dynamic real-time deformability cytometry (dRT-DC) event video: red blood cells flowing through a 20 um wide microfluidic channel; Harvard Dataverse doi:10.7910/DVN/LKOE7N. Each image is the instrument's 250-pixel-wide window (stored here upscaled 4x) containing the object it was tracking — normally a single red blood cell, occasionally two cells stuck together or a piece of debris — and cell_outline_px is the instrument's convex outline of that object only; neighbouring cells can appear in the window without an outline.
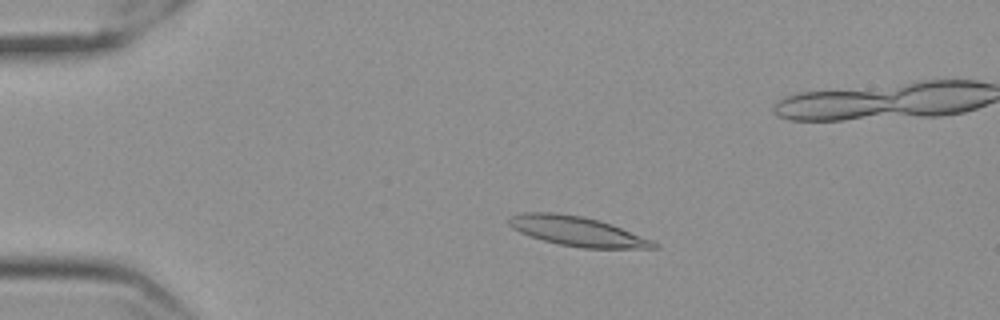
{"species": "Egyptian fruit bat (a non-hibernating species)", "species_latin": "Rousettus aegyptiacus", "temperature_condition": "cold", "stored_images_in_passage": 52, "camera_frame_rate_fps": 3000, "um_per_image_px": 0.085, "frame": {"image": 1, "passage_image": 6, "time_ms": 1.667, "image_size_px": [1000, 320], "cell_outline_px": [[660, 248], [584, 248], [560, 244], [544, 240], [520, 232], [512, 228], [508, 224], [508, 220], [512, 216], [524, 212], [556, 212], [584, 216], [600, 220], [612, 224], [652, 240]], "centroid_in_image_um": [49.07, 19.64], "position_along_channel_um": 35.9, "area_um2": 24.8}}
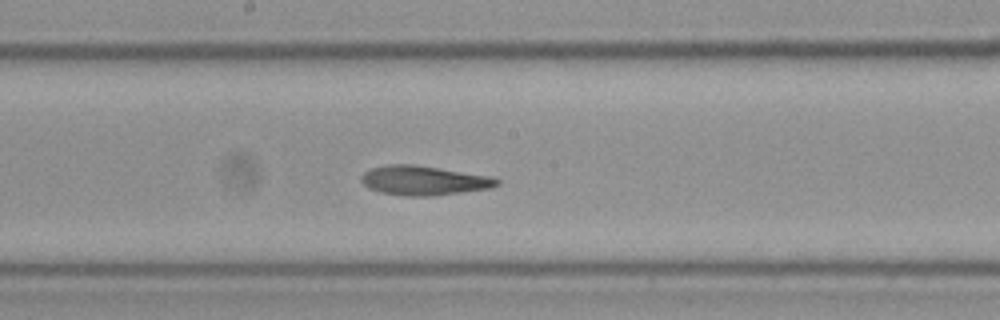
{"frame": {"image": 2, "passage_image": 25, "time_ms": 8.0, "image_size_px": [1000, 320], "cell_outline_px": [[500, 184], [492, 188], [432, 196], [404, 196], [380, 192], [368, 188], [360, 180], [360, 176], [364, 172], [372, 168], [392, 164], [412, 164], [440, 168], [492, 176], [500, 180]], "centroid_in_image_um": [36.04, 15.34], "position_along_channel_um": 212.2, "area_um2": 23.35}}
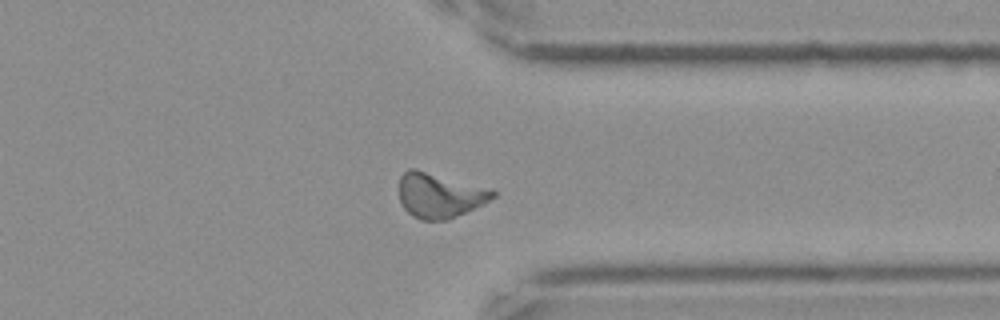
{"frame": {"image": 3, "passage_image": 39, "time_ms": 12.667, "image_size_px": [1000, 320], "cell_outline_px": [[496, 196], [484, 204], [448, 220], [420, 220], [412, 216], [404, 208], [400, 200], [400, 176], [408, 168], [416, 168], [492, 188], [496, 192]], "centroid_in_image_um": [37.39, 16.59], "position_along_channel_um": 374.0, "area_um2": 24.85}, "authors_computed_cell_mechanics": {"area_um2": 23.2356, "velocity_mm_per_s": 3.5087, "shape_relaxation_time_tau1_ms": null, "shape_relaxation_time_tau2_ms": 3.7954, "deformation_change_tau1": null, "deformation_change_tau2": 0.1198}}